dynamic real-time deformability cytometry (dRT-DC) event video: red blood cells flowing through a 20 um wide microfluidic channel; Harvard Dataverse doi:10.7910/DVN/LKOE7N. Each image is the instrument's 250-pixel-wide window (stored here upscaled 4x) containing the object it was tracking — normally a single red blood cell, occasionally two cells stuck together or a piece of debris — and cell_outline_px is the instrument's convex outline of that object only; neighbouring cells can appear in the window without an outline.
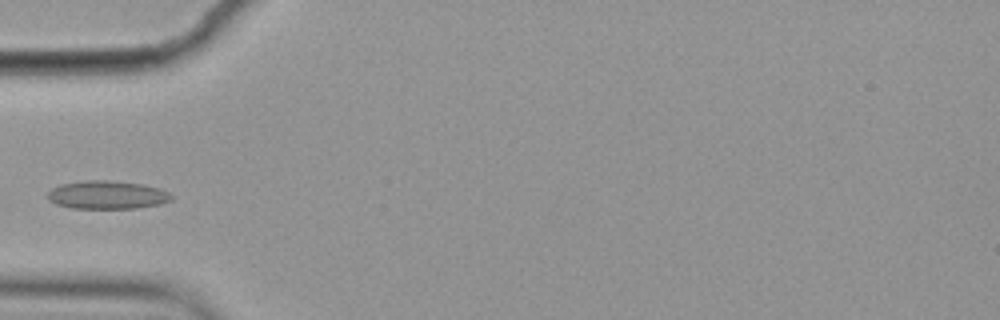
{"species": "common noctule bat (a hibernating species)", "species_latin": "Nyctalus noctula", "temperature_condition": "cold", "stored_images_in_passage": 4, "camera_frame_rate_fps": 3000, "um_per_image_px": 0.085, "animal": {"sex": "female", "body_mass_g": 19.9}, "frame": {"image": 1, "passage_image": 4, "time_ms": 1.0, "image_size_px": [1000, 320], "cell_outline_px": [[172, 200], [160, 204], [136, 208], [72, 208], [56, 204], [48, 200], [48, 192], [52, 188], [60, 184], [88, 180], [108, 180], [144, 184], [160, 188], [168, 192], [172, 196]], "centroid_in_image_um": [9.11, 16.56], "position_along_channel_um": 75.9, "area_um2": 20.4}}